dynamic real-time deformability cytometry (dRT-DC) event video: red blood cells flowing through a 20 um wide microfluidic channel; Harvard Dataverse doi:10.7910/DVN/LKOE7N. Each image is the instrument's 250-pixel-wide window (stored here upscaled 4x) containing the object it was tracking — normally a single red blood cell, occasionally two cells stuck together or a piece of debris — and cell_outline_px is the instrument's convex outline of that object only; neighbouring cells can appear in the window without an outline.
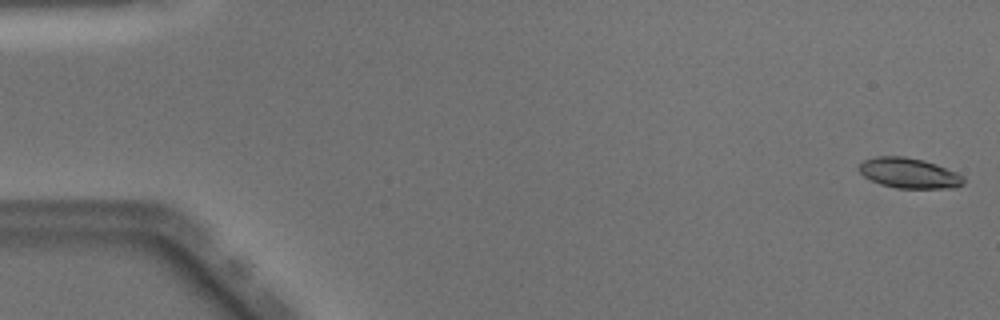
{"species": "Egyptian fruit bat (a non-hibernating species)", "species_latin": "Rousettus aegyptiacus", "temperature_condition": "warm", "stored_images_in_passage": 50, "camera_frame_rate_fps": 3000, "um_per_image_px": 0.085, "animal": {"sex": "male"}, "frame": {"image": 1, "passage_image": 1, "time_ms": 0.0, "image_size_px": [1000, 320], "cell_outline_px": [[964, 184], [956, 188], [896, 188], [880, 184], [864, 176], [860, 172], [860, 164], [864, 160], [876, 156], [904, 156], [924, 160], [936, 164], [956, 172], [964, 176]], "centroid_in_image_um": [77.3, 14.71], "position_along_channel_um": 7.7, "area_um2": 18.44}}
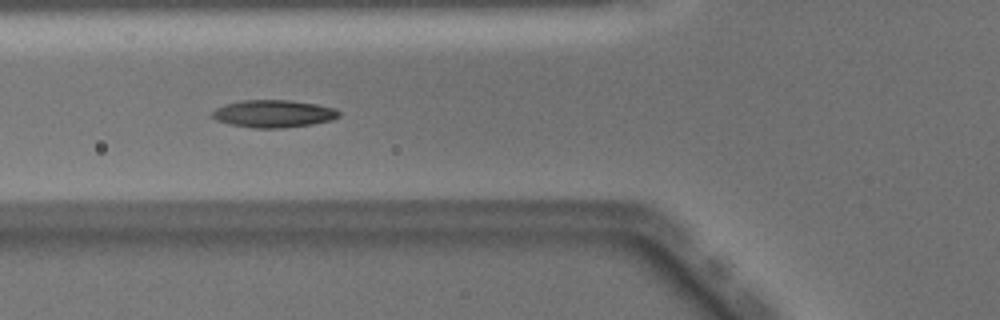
{"frame": {"image": 2, "passage_image": 19, "time_ms": 6.0, "image_size_px": [1000, 320], "cell_outline_px": [[340, 116], [332, 120], [312, 124], [280, 128], [252, 128], [228, 124], [216, 120], [212, 116], [212, 112], [216, 108], [224, 104], [240, 100], [292, 100], [316, 104], [332, 108], [340, 112]], "centroid_in_image_um": [23.21, 9.66], "position_along_channel_um": 102.6, "area_um2": 20.35}}
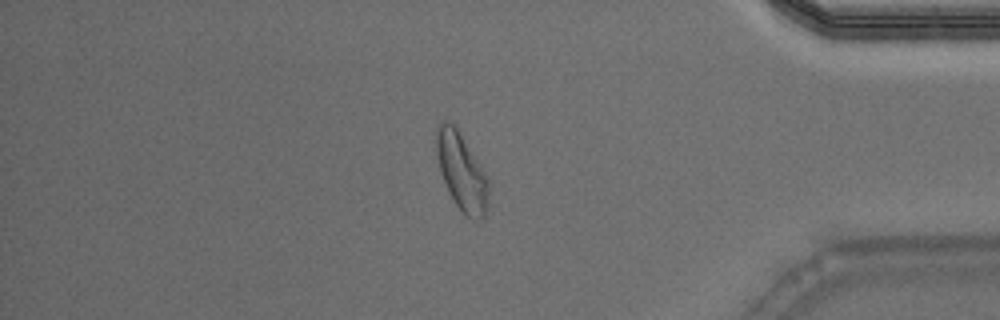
{"frame": {"image": 3, "passage_image": 43, "time_ms": 14.0, "image_size_px": [1000, 320], "cell_outline_px": [[488, 208], [484, 216], [480, 220], [472, 220], [464, 216], [456, 204], [440, 172], [436, 152], [436, 128], [440, 120], [448, 120], [456, 128], [476, 160], [488, 180]], "centroid_in_image_um": [39.22, 14.63], "position_along_channel_um": 396.0, "area_um2": 23.06}, "authors_computed_cell_mechanics": {"area_um2": 19.5075, "velocity_mm_per_s": 4.0279, "shape_relaxation_time_tau1_ms": 3.3541, "shape_relaxation_time_tau2_ms": 2.2748, "deformation_change_tau1": 0.1656, "deformation_change_tau2": 0.0885}}